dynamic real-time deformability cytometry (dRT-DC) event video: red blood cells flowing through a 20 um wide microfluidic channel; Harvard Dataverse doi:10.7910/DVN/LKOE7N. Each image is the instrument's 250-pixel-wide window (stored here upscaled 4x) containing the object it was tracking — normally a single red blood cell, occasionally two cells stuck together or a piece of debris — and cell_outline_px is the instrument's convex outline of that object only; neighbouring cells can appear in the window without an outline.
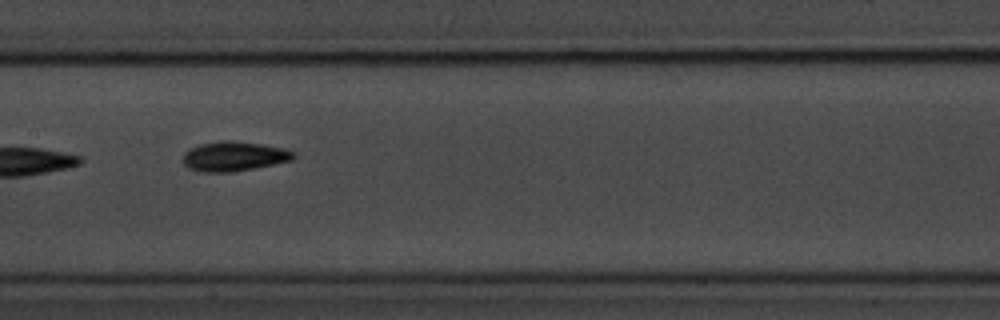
{"species": "common noctule bat (a hibernating species)", "species_latin": "Nyctalus noctula", "temperature_condition": "room temperature", "stored_images_in_passage": 9, "camera_frame_rate_fps": 3000, "um_per_image_px": 0.085, "animal": {"sex": "male", "body_mass_g": 20.1, "forearm_length_mm": 53.5}, "frame": {"image": 1, "passage_image": 8, "time_ms": 8.0, "image_size_px": [1000, 320], "cell_outline_px": [[296, 156], [292, 160], [232, 172], [200, 172], [188, 168], [180, 160], [184, 152], [188, 148], [200, 144], [224, 140], [232, 140], [260, 144], [284, 148], [296, 152]], "centroid_in_image_um": [19.83, 13.28], "position_along_channel_um": 187.6, "area_um2": 19.25}}